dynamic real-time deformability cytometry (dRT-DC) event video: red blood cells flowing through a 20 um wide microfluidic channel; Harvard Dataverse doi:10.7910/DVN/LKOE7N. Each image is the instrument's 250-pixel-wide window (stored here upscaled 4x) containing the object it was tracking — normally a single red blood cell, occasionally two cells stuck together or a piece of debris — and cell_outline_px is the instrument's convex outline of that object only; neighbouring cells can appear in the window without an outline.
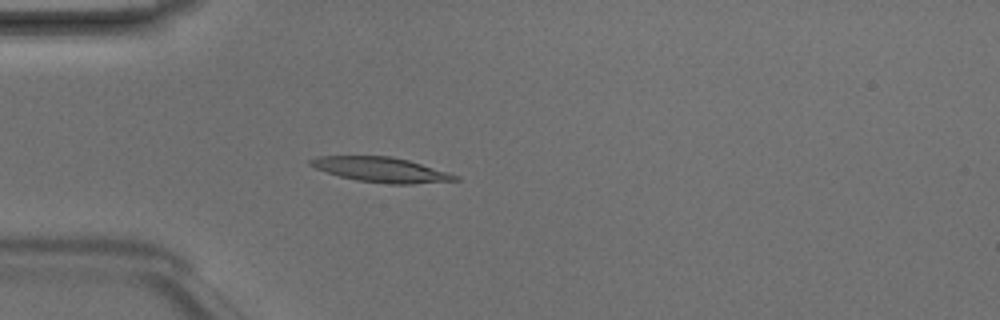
{"species": "Egyptian fruit bat (a non-hibernating species)", "species_latin": "Rousettus aegyptiacus", "temperature_condition": "room temperature", "stored_images_in_passage": 4, "camera_frame_rate_fps": 3000, "um_per_image_px": 0.085, "animal": {"sex": "male"}, "frame": {"image": 1, "passage_image": 4, "time_ms": 1.0, "image_size_px": [1000, 320], "cell_outline_px": [[460, 180], [412, 184], [388, 184], [356, 180], [340, 176], [316, 168], [308, 164], [308, 160], [316, 156], [392, 156], [408, 160], [448, 172], [460, 176]], "centroid_in_image_um": [32.41, 14.42], "position_along_channel_um": 52.6, "area_um2": 20.98}}